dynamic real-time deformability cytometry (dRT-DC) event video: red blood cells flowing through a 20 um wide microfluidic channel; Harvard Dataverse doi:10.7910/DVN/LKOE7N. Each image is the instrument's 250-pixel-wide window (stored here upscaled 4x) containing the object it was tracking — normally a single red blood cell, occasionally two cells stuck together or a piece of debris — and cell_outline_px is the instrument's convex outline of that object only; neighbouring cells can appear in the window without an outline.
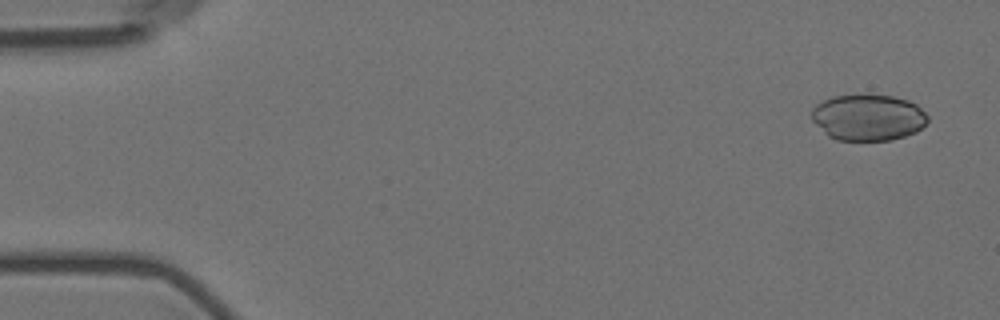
{"species": "Egyptian fruit bat (a non-hibernating species)", "species_latin": "Rousettus aegyptiacus", "temperature_condition": "room temperature", "stored_images_in_passage": 5, "camera_frame_rate_fps": 3000, "um_per_image_px": 0.085, "animal": {"sex": "female"}, "frame": {"image": 1, "passage_image": 1, "time_ms": 0.0, "image_size_px": [1000, 320], "cell_outline_px": [[928, 120], [916, 132], [892, 140], [836, 140], [828, 136], [812, 120], [812, 108], [816, 104], [824, 100], [836, 96], [892, 96], [908, 100], [916, 104], [928, 116]], "centroid_in_image_um": [73.79, 10.0], "position_along_channel_um": 11.2, "area_um2": 30.87}}